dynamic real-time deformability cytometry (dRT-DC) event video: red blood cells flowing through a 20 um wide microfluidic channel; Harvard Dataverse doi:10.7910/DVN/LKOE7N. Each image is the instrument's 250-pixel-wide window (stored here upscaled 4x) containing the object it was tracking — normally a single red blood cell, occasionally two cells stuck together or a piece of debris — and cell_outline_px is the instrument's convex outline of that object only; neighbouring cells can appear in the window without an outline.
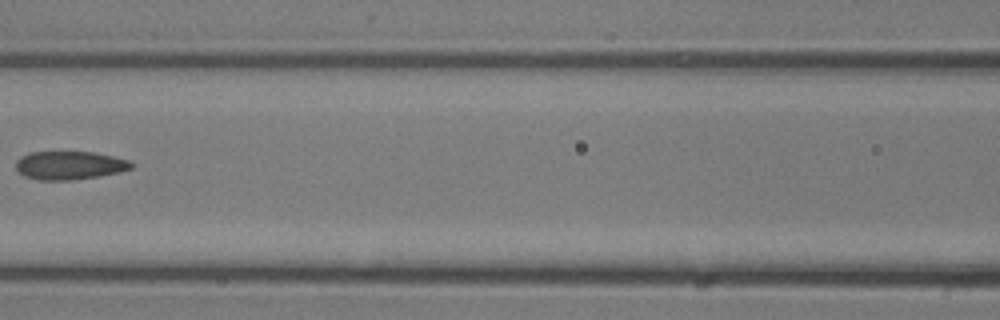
{"species": "common noctule bat (a hibernating species)", "species_latin": "Nyctalus noctula", "temperature_condition": "room temperature", "stored_images_in_passage": 26, "camera_frame_rate_fps": 3000, "um_per_image_px": 0.085, "animal": {"sex": "male", "body_mass_g": 13.3}, "frame": {"image": 1, "passage_image": 12, "time_ms": 3.667, "image_size_px": [1000, 320], "cell_outline_px": [[132, 168], [120, 172], [100, 176], [72, 180], [40, 180], [24, 176], [16, 168], [16, 160], [20, 156], [28, 152], [96, 152], [128, 160], [132, 164]], "centroid_in_image_um": [5.89, 14.05], "position_along_channel_um": 160.7, "area_um2": 19.13}}